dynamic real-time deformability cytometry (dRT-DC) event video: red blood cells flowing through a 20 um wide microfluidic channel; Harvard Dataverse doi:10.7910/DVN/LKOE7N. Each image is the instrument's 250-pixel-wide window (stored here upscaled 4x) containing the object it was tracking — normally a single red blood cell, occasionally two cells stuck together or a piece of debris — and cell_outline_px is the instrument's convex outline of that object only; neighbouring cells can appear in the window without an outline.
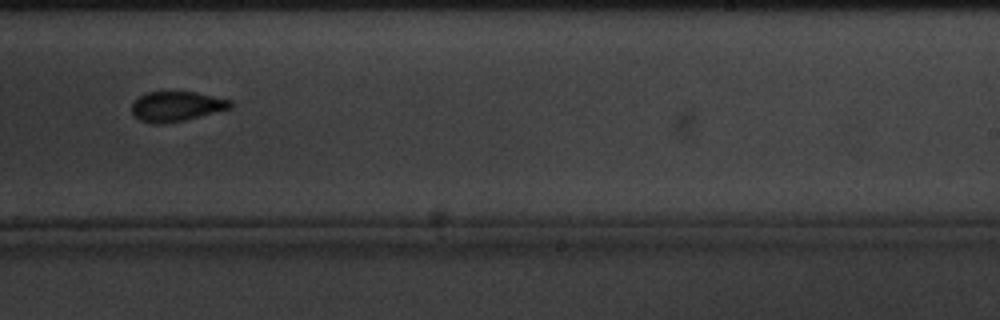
{"species": "common noctule bat (a hibernating species)", "species_latin": "Nyctalus noctula", "temperature_condition": "cold", "stored_images_in_passage": 11, "camera_frame_rate_fps": 3000, "um_per_image_px": 0.085, "animal": {"sex": "male", "body_mass_g": 20.1, "forearm_length_mm": 53.5}, "frame": {"image": 1, "passage_image": 10, "time_ms": 11.333, "image_size_px": [1000, 320], "cell_outline_px": [[232, 108], [184, 120], [164, 124], [152, 124], [140, 120], [132, 116], [132, 104], [140, 96], [148, 92], [196, 92], [232, 100]], "centroid_in_image_um": [15.0, 9.05], "position_along_channel_um": 274.0, "area_um2": 17.22}}